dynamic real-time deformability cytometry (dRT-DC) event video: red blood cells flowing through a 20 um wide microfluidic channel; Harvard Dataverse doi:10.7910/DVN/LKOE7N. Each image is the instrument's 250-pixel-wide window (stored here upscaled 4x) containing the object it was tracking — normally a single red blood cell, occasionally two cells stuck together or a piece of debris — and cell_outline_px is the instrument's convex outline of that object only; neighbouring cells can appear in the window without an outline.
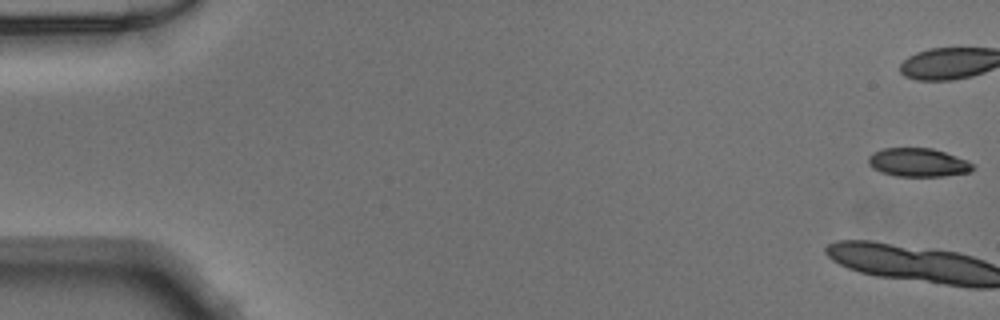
{"species": "Egyptian fruit bat (a non-hibernating species)", "species_latin": "Rousettus aegyptiacus", "temperature_condition": "warm", "stored_images_in_passage": 15, "camera_frame_rate_fps": 3000, "um_per_image_px": 0.085, "animal": {"sex": "male"}, "frame": {"image": 1, "passage_image": 1, "time_ms": 0.0, "image_size_px": [1000, 320], "cell_outline_px": [[972, 168], [968, 172], [944, 176], [896, 176], [880, 172], [872, 168], [868, 164], [868, 156], [872, 152], [884, 148], [932, 148], [968, 160], [972, 164]], "centroid_in_image_um": [77.98, 13.8], "position_along_channel_um": 7.0, "area_um2": 17.34}}